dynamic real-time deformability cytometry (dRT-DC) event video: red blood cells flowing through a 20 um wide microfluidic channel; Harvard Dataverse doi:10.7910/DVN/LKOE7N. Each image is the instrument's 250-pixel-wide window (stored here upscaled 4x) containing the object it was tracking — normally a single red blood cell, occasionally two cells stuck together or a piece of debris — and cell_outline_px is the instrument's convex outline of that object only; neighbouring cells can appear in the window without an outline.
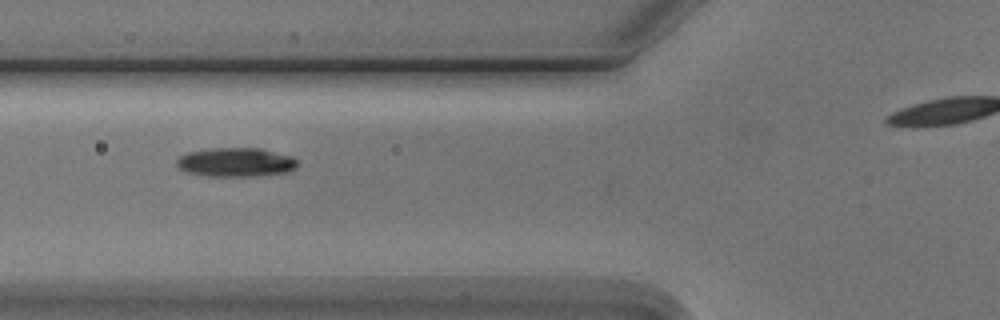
{"species": "Egyptian fruit bat (a non-hibernating species)", "species_latin": "Rousettus aegyptiacus", "temperature_condition": "cold", "stored_images_in_passage": 7, "camera_frame_rate_fps": 3000, "um_per_image_px": 0.085, "animal": {"sex": "male"}, "frame": {"image": 1, "passage_image": 5, "time_ms": 4.333, "image_size_px": [1000, 320], "cell_outline_px": [[296, 168], [288, 172], [252, 176], [208, 176], [188, 172], [180, 168], [176, 164], [176, 160], [180, 156], [188, 152], [212, 148], [260, 148], [292, 156], [296, 160]], "centroid_in_image_um": [20.05, 13.78], "position_along_channel_um": 105.8, "area_um2": 20.29}}
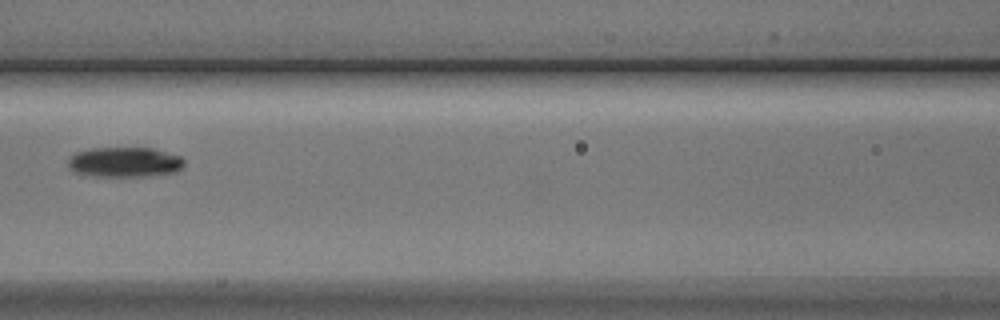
{"frame": {"image": 2, "passage_image": 6, "time_ms": 5.667, "image_size_px": [1000, 320], "cell_outline_px": [[184, 164], [176, 172], [144, 176], [92, 176], [76, 172], [68, 164], [68, 160], [76, 152], [92, 148], [152, 148], [180, 156], [184, 160]], "centroid_in_image_um": [10.61, 13.78], "position_along_channel_um": 156.0, "area_um2": 20.06}}
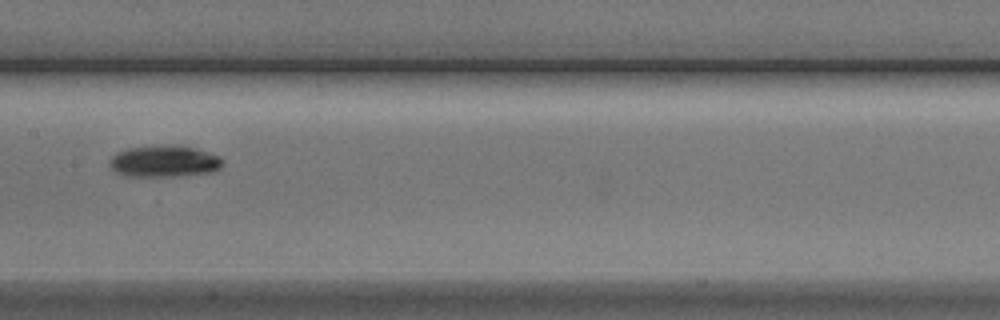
{"frame": {"image": 3, "passage_image": 7, "time_ms": 6.667, "image_size_px": [1000, 320], "cell_outline_px": [[224, 160], [220, 168], [212, 172], [176, 176], [128, 176], [116, 172], [108, 164], [108, 160], [116, 152], [128, 148], [172, 144], [196, 148], [220, 156]], "centroid_in_image_um": [13.96, 13.7], "position_along_channel_um": 193.4, "area_um2": 20.98}}